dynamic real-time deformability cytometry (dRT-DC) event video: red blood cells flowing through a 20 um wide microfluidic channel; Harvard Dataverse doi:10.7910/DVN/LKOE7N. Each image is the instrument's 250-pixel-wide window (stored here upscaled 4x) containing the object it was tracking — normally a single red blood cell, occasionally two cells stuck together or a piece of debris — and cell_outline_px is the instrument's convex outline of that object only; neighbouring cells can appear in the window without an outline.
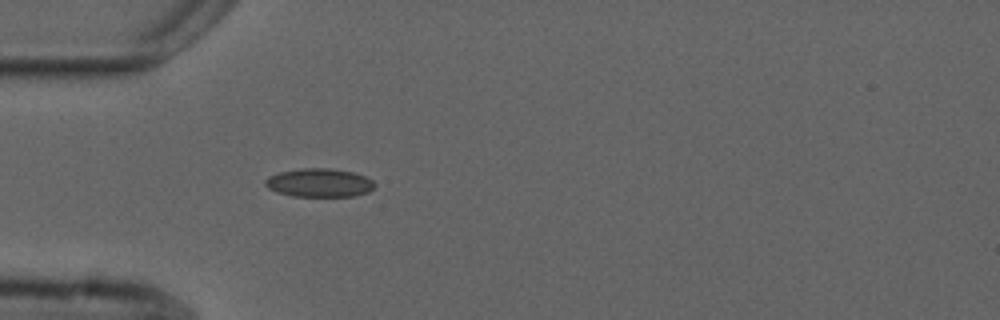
{"species": "common noctule bat (a hibernating species)", "species_latin": "Nyctalus noctula", "temperature_condition": "cold", "stored_images_in_passage": 3, "camera_frame_rate_fps": 3000, "um_per_image_px": 0.085, "animal": {"sex": "male", "forearm_length_mm": 52.5}, "frame": {"image": 1, "passage_image": 3, "time_ms": 2.333, "image_size_px": [1000, 320], "cell_outline_px": [[376, 184], [368, 192], [352, 196], [292, 196], [276, 192], [268, 188], [264, 184], [264, 180], [268, 176], [280, 172], [300, 168], [328, 168], [352, 172], [364, 176], [372, 180]], "centroid_in_image_um": [27.1, 15.53], "position_along_channel_um": 57.9, "area_um2": 18.15}}